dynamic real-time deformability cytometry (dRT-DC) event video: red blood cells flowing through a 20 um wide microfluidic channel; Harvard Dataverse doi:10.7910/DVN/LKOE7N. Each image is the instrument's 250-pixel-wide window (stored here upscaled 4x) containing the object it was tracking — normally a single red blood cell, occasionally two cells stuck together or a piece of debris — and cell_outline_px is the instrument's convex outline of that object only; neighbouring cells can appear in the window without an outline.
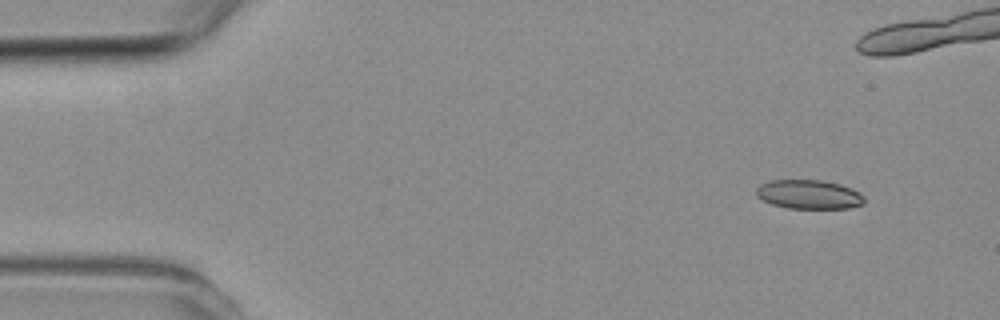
{"species": "common noctule bat (a hibernating species)", "species_latin": "Nyctalus noctula", "temperature_condition": "room temperature", "stored_images_in_passage": 9, "camera_frame_rate_fps": 3000, "um_per_image_px": 0.085, "animal": {"sex": "female", "body_mass_g": 19.3, "forearm_length_mm": 54.1}, "frame": {"image": 1, "passage_image": 1, "time_ms": 0.0, "image_size_px": [1000, 320], "cell_outline_px": [[864, 200], [860, 204], [848, 208], [788, 208], [772, 204], [756, 196], [756, 188], [760, 184], [772, 180], [820, 180], [840, 184], [860, 192], [864, 196]], "centroid_in_image_um": [68.73, 16.52], "position_along_channel_um": 16.3, "area_um2": 18.15}}
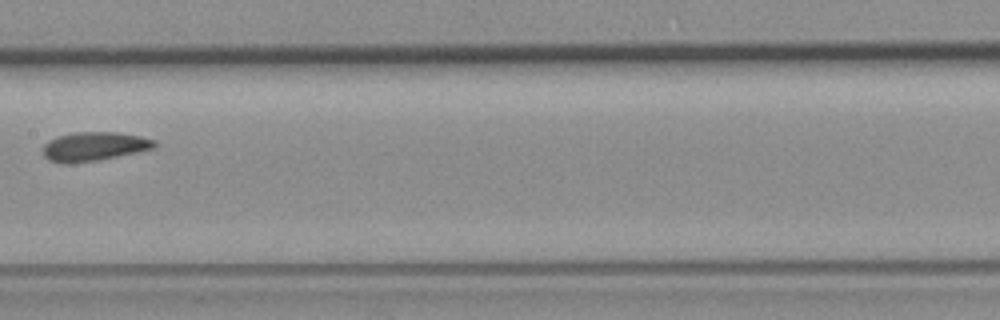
{"frame": {"image": 2, "passage_image": 8, "time_ms": 9.667, "image_size_px": [1000, 320], "cell_outline_px": [[156, 144], [152, 148], [136, 152], [96, 160], [48, 160], [44, 156], [44, 144], [48, 140], [56, 136], [72, 132], [116, 132], [140, 136], [156, 140]], "centroid_in_image_um": [8.03, 12.38], "position_along_channel_um": 199.4, "area_um2": 17.98}}
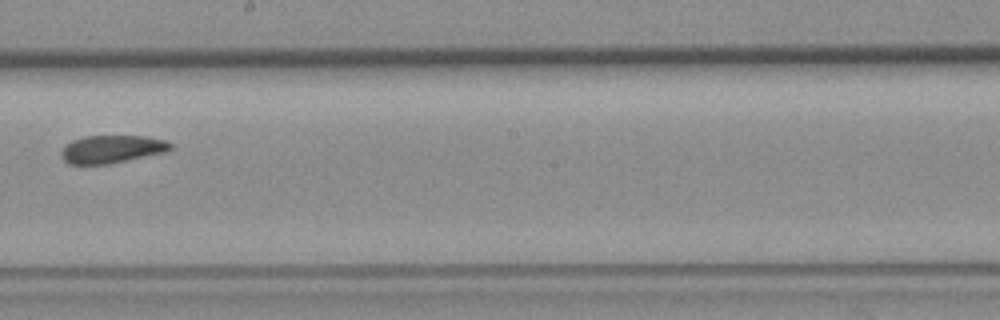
{"frame": {"image": 3, "passage_image": 9, "time_ms": 10.667, "image_size_px": [1000, 320], "cell_outline_px": [[172, 148], [164, 152], [108, 164], [68, 164], [64, 160], [60, 152], [72, 140], [84, 136], [144, 136], [164, 140], [172, 144]], "centroid_in_image_um": [9.49, 12.67], "position_along_channel_um": 238.7, "area_um2": 17.46}}